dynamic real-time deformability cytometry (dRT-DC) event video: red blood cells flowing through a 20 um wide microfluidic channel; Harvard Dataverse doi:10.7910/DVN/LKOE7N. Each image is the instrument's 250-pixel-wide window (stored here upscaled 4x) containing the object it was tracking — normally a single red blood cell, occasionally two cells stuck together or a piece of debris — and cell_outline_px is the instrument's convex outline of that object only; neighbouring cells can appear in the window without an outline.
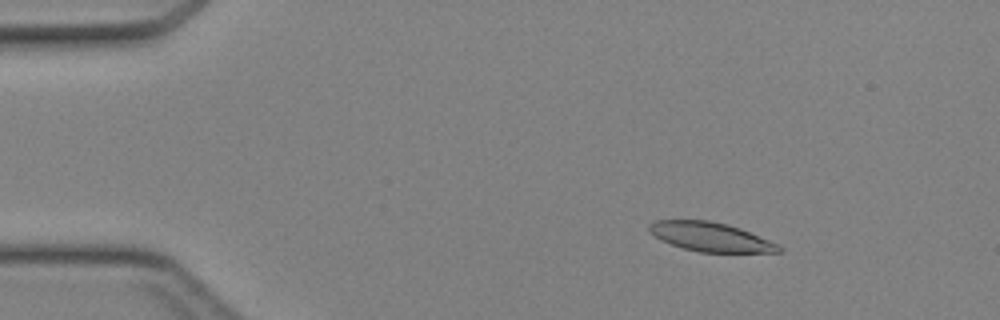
{"species": "Egyptian fruit bat (a non-hibernating species)", "species_latin": "Rousettus aegyptiacus", "temperature_condition": "cold", "stored_images_in_passage": 44, "camera_frame_rate_fps": 3000, "um_per_image_px": 0.085, "animal": {"sex": "female"}, "frame": {"image": 1, "passage_image": 5, "time_ms": 1.333, "image_size_px": [1000, 320], "cell_outline_px": [[784, 248], [780, 252], [700, 252], [684, 248], [660, 240], [648, 228], [648, 224], [656, 220], [708, 220], [728, 224], [740, 228], [780, 244]], "centroid_in_image_um": [60.44, 20.13], "position_along_channel_um": 24.6, "area_um2": 21.91}}
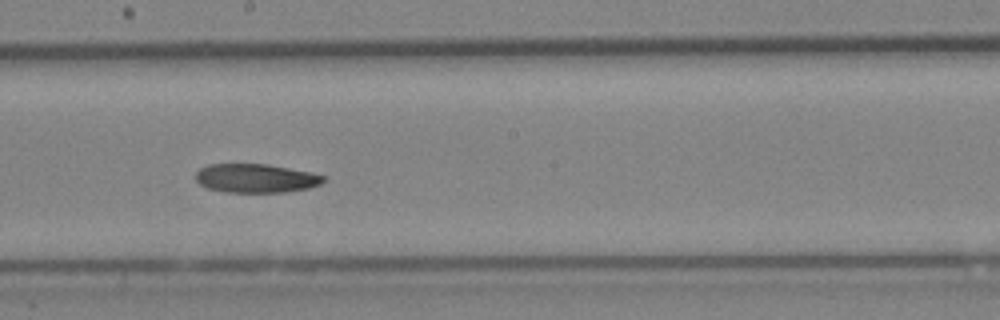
{"frame": {"image": 2, "passage_image": 24, "time_ms": 7.667, "image_size_px": [1000, 320], "cell_outline_px": [[324, 180], [320, 184], [308, 188], [284, 192], [228, 192], [208, 188], [200, 184], [196, 180], [196, 172], [200, 168], [208, 164], [268, 164], [308, 172], [324, 176]], "centroid_in_image_um": [21.71, 15.15], "position_along_channel_um": 226.5, "area_um2": 21.21}}
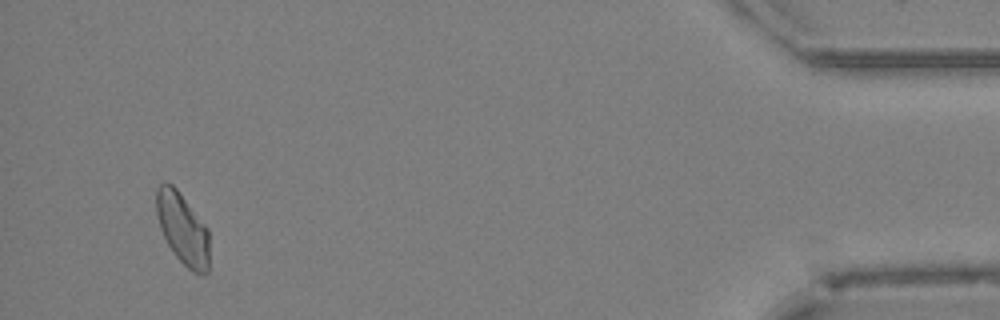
{"frame": {"image": 3, "passage_image": 42, "time_ms": 13.667, "image_size_px": [1000, 320], "cell_outline_px": [[208, 272], [204, 276], [192, 272], [176, 256], [168, 244], [160, 228], [156, 212], [156, 188], [164, 180], [172, 184], [176, 188], [208, 228]], "centroid_in_image_um": [15.51, 19.43], "position_along_channel_um": 419.7, "area_um2": 22.02}}